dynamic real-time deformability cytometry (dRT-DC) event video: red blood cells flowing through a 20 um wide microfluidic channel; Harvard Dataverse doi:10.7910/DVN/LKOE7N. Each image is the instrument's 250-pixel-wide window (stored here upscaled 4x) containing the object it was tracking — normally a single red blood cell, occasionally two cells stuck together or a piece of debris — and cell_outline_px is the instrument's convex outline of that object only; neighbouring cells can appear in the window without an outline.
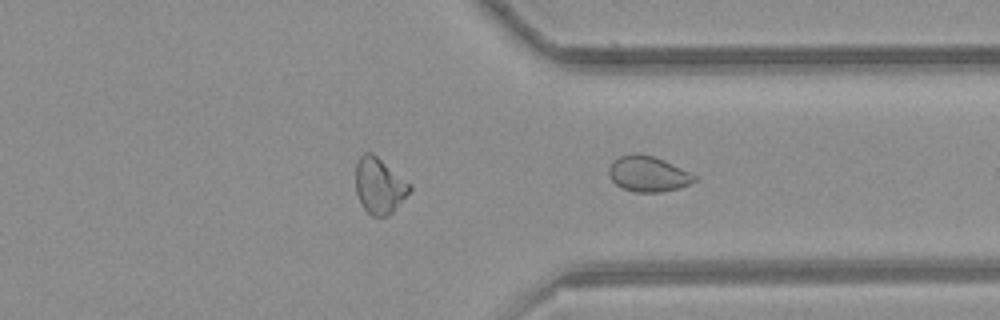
{"species": "common noctule bat (a hibernating species)", "species_latin": "Nyctalus noctula", "temperature_condition": "room temperature", "stored_images_in_passage": 26, "camera_frame_rate_fps": 3000, "um_per_image_px": 0.085, "animal": {"sex": "female", "body_mass_g": 21.9}, "frame": {"image": 1, "passage_image": 26, "time_ms": 8.333, "image_size_px": [1000, 320], "cell_outline_px": [[696, 180], [680, 188], [660, 192], [636, 192], [624, 188], [616, 184], [612, 180], [608, 172], [608, 168], [612, 160], [620, 156], [652, 156], [664, 160], [696, 176]], "centroid_in_image_um": [55.07, 14.81], "position_along_channel_um": 356.3, "area_um2": 17.11}}